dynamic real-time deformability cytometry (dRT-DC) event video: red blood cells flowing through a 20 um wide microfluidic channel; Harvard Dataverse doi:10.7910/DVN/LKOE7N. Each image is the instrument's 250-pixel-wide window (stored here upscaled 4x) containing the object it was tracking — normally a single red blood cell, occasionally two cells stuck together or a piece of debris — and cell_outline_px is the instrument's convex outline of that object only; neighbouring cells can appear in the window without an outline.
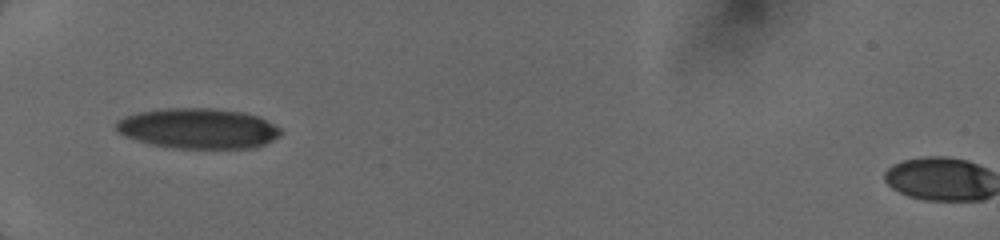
{"species": "human", "species_latin": "Homo sapiens", "temperature_condition": "cold", "stored_images_in_passage": 3, "camera_frame_rate_fps": 3000, "um_per_image_px": 0.085, "donor": {"sex": "female"}, "frame": {"image": 1, "passage_image": 1, "time_ms": 0.0, "image_size_px": [1000, 240], "cell_outline_px": [[280, 136], [264, 144], [248, 148], [176, 148], [148, 144], [124, 136], [116, 132], [116, 120], [124, 116], [136, 112], [164, 108], [212, 108], [244, 112], [256, 116], [280, 128]], "centroid_in_image_um": [16.76, 10.91], "position_along_channel_um": 68.2, "area_um2": 38.73}}